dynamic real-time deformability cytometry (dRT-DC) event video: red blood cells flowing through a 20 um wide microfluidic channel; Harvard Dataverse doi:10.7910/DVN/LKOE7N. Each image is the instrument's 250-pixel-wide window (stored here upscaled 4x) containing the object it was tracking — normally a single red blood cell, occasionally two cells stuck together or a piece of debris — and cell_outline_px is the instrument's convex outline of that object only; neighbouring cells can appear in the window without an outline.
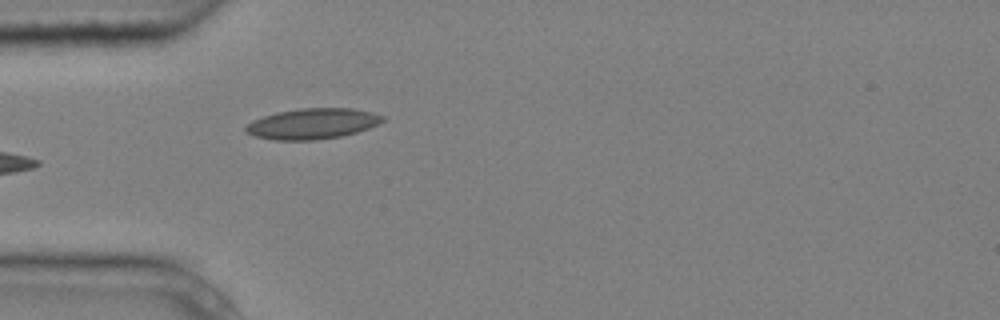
{"species": "common noctule bat (a hibernating species)", "species_latin": "Nyctalus noctula", "temperature_condition": "cold", "stored_images_in_passage": 6, "camera_frame_rate_fps": 3000, "um_per_image_px": 0.085, "animal": {"sex": "male", "body_mass_g": 20.4}, "frame": {"image": 1, "passage_image": 6, "time_ms": 1.667, "image_size_px": [1000, 320], "cell_outline_px": [[384, 120], [368, 128], [356, 132], [340, 136], [316, 140], [276, 140], [256, 136], [244, 132], [244, 128], [252, 120], [276, 112], [300, 108], [352, 108], [372, 112], [384, 116]], "centroid_in_image_um": [26.53, 10.51], "position_along_channel_um": 58.5, "area_um2": 24.33}}